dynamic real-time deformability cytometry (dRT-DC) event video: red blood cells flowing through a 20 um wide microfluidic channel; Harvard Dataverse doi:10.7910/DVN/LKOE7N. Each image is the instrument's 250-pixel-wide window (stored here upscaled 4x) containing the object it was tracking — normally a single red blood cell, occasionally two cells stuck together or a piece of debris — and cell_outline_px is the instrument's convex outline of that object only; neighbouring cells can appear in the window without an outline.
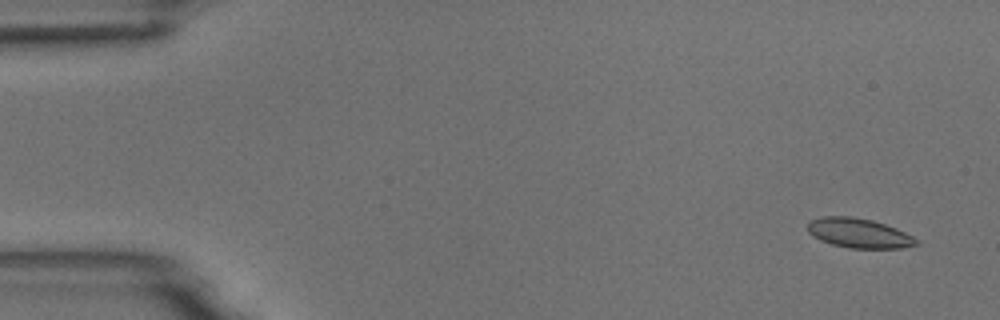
{"species": "common noctule bat (a hibernating species)", "species_latin": "Nyctalus noctula", "temperature_condition": "room temperature", "stored_images_in_passage": 5, "camera_frame_rate_fps": 3000, "um_per_image_px": 0.085, "animal": {"sex": "male", "body_mass_g": 18.8}, "frame": {"image": 1, "passage_image": 1, "time_ms": 0.0, "image_size_px": [1000, 320], "cell_outline_px": [[920, 244], [900, 248], [848, 248], [832, 244], [820, 240], [812, 236], [808, 232], [808, 220], [820, 216], [852, 216], [872, 220], [896, 228], [920, 240]], "centroid_in_image_um": [72.98, 19.81], "position_along_channel_um": 12.0, "area_um2": 18.9}}
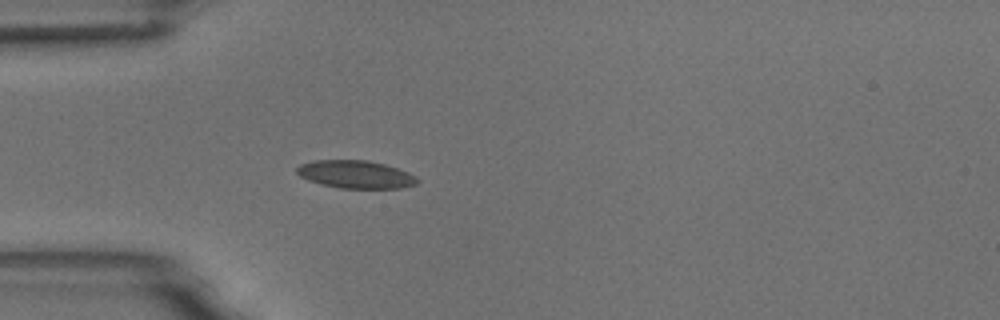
{"frame": {"image": 2, "passage_image": 5, "time_ms": 4.333, "image_size_px": [1000, 320], "cell_outline_px": [[420, 180], [416, 184], [400, 188], [340, 188], [320, 184], [308, 180], [300, 176], [296, 172], [296, 168], [300, 164], [312, 160], [368, 160], [384, 164], [408, 172], [416, 176]], "centroid_in_image_um": [30.21, 14.82], "position_along_channel_um": 54.8, "area_um2": 19.59}}